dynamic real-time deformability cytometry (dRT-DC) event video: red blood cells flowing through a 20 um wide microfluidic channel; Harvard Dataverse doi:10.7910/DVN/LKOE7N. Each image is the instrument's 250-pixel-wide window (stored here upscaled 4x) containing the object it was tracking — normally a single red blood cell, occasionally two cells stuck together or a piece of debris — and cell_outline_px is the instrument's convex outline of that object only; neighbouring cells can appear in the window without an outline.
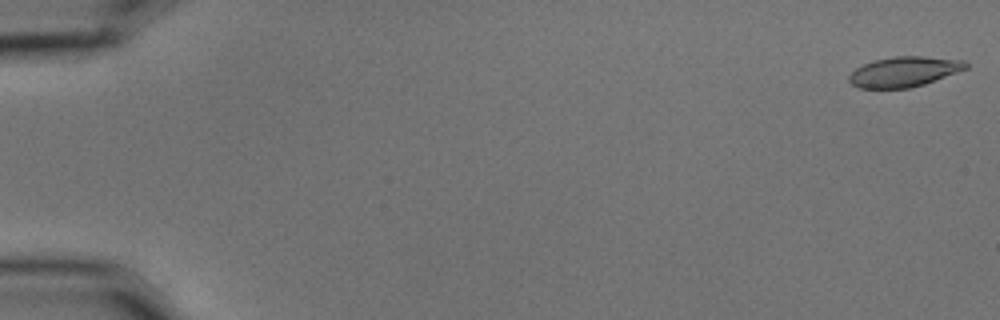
{"species": "common noctule bat (a hibernating species)", "species_latin": "Nyctalus noctula", "temperature_condition": "cold", "stored_images_in_passage": 5, "camera_frame_rate_fps": 3000, "um_per_image_px": 0.085, "animal": {"sex": "male", "body_mass_g": 15.6}, "frame": {"image": 1, "passage_image": 1, "time_ms": 0.0, "image_size_px": [1000, 320], "cell_outline_px": [[968, 68], [924, 84], [908, 88], [860, 88], [852, 84], [848, 80], [848, 76], [856, 68], [872, 60], [892, 56], [924, 56], [964, 60], [968, 64]], "centroid_in_image_um": [76.84, 6.08], "position_along_channel_um": 8.2, "area_um2": 20.52}}
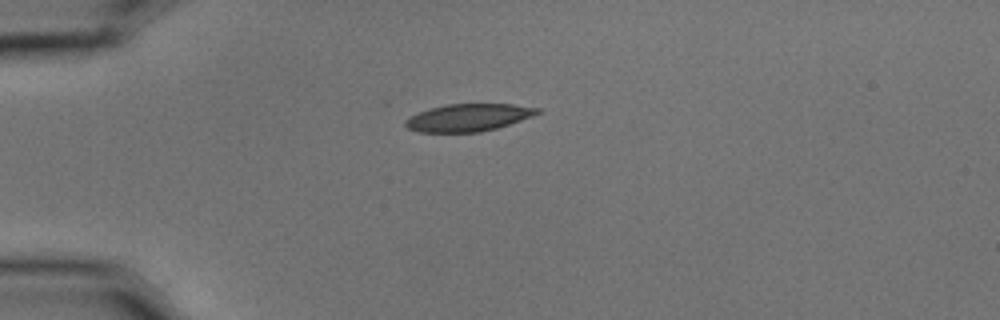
{"frame": {"image": 2, "passage_image": 5, "time_ms": 1.333, "image_size_px": [1000, 320], "cell_outline_px": [[540, 112], [532, 116], [496, 128], [480, 132], [420, 132], [408, 128], [404, 124], [404, 120], [408, 116], [432, 108], [448, 104], [512, 104], [540, 108]], "centroid_in_image_um": [39.79, 9.99], "position_along_channel_um": 45.2, "area_um2": 20.87}}